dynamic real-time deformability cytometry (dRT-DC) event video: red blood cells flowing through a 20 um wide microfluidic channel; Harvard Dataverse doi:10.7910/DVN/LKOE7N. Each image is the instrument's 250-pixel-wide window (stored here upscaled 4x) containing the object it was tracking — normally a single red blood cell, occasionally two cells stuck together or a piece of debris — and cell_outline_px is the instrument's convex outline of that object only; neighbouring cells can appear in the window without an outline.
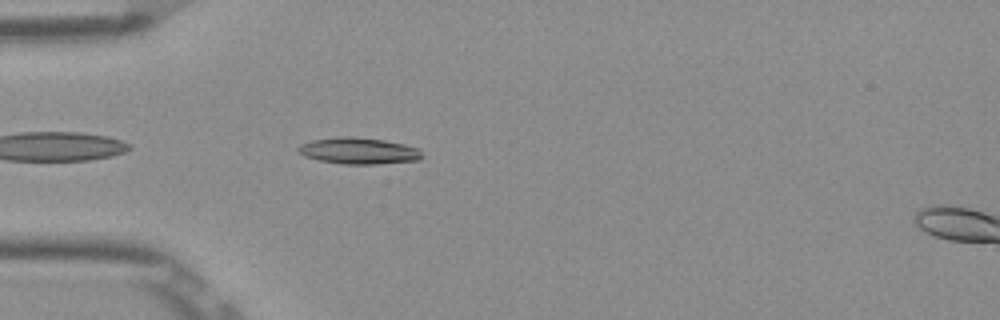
{"species": "Egyptian fruit bat (a non-hibernating species)", "species_latin": "Rousettus aegyptiacus", "temperature_condition": "room temperature", "stored_images_in_passage": 40, "camera_frame_rate_fps": 3000, "um_per_image_px": 0.085, "frame": {"image": 1, "passage_image": 3, "time_ms": 0.667, "image_size_px": [1000, 320], "cell_outline_px": [[424, 156], [420, 160], [376, 164], [344, 164], [320, 160], [304, 156], [296, 152], [296, 148], [300, 144], [312, 140], [336, 136], [352, 136], [384, 140], [404, 144], [420, 148]], "centroid_in_image_um": [30.49, 12.81], "position_along_channel_um": 54.5, "area_um2": 19.36}}
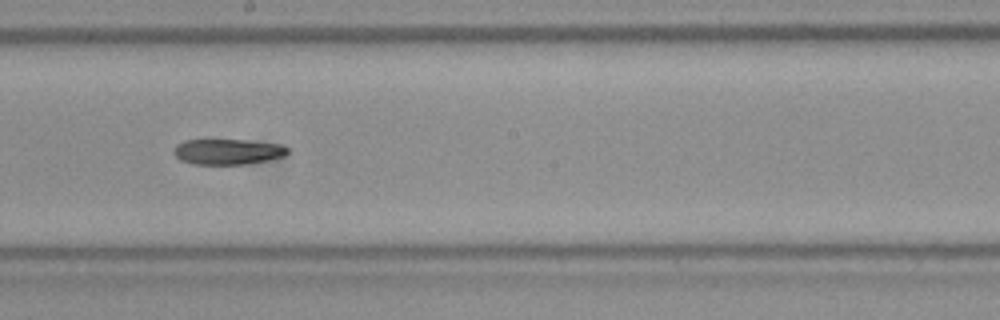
{"frame": {"image": 2, "passage_image": 17, "time_ms": 5.333, "image_size_px": [1000, 320], "cell_outline_px": [[288, 152], [284, 156], [268, 160], [248, 164], [192, 164], [180, 160], [172, 152], [176, 144], [184, 140], [244, 140], [280, 144], [288, 148]], "centroid_in_image_um": [19.33, 12.89], "position_along_channel_um": 228.9, "area_um2": 16.99}}
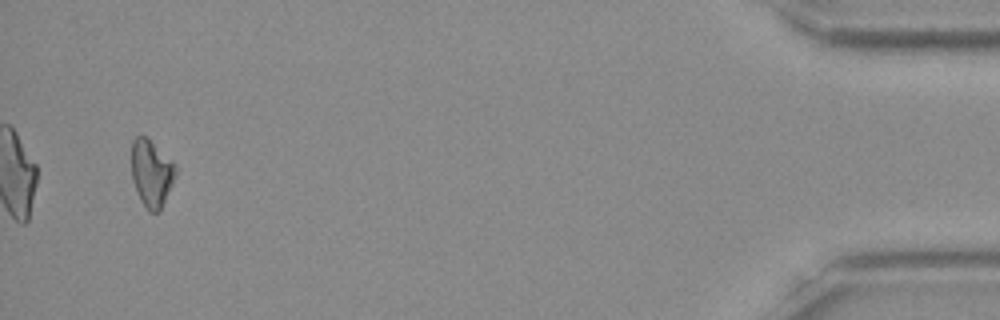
{"frame": {"image": 3, "passage_image": 38, "time_ms": 12.333, "image_size_px": [1000, 320], "cell_outline_px": [[176, 176], [160, 212], [148, 212], [140, 200], [132, 180], [132, 140], [136, 136], [148, 136], [176, 164]], "centroid_in_image_um": [12.89, 14.71], "position_along_channel_um": 422.3, "area_um2": 17.57}, "authors_computed_cell_mechanics": {"area_um2": 17.5712, "velocity_mm_per_s": 3.8976, "shape_relaxation_time_tau1_ms": 7.6063, "shape_relaxation_time_tau2_ms": null, "deformation_change_tau1": 0.1722, "deformation_change_tau2": null}}